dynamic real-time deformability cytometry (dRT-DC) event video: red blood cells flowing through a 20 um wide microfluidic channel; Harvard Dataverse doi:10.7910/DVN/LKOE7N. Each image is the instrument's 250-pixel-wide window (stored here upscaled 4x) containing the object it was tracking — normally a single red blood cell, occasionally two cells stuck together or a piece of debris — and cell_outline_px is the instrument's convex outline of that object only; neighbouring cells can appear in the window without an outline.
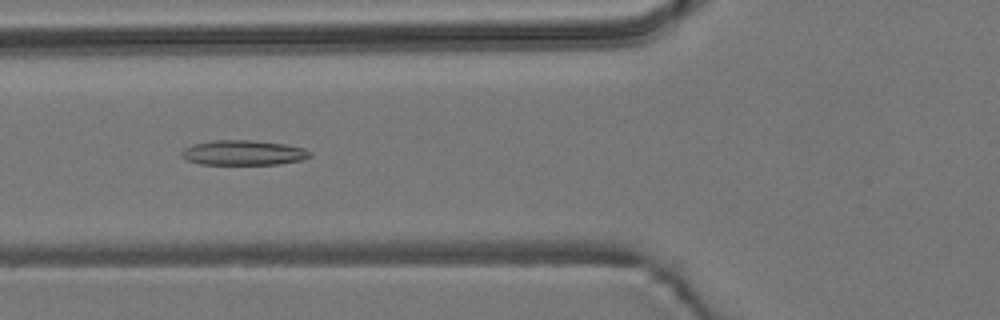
{"species": "common noctule bat (a hibernating species)", "species_latin": "Nyctalus noctula", "temperature_condition": "room temperature", "stored_images_in_passage": 55, "camera_frame_rate_fps": 3000, "um_per_image_px": 0.085, "animal": {"sex": "male", "body_mass_g": 19.2, "forearm_length_mm": 51.8}, "frame": {"image": 1, "passage_image": 21, "time_ms": 6.667, "image_size_px": [1000, 320], "cell_outline_px": [[312, 156], [300, 160], [280, 164], [200, 164], [188, 160], [180, 156], [180, 152], [184, 148], [192, 144], [212, 140], [252, 140], [284, 144], [304, 148], [312, 152]], "centroid_in_image_um": [20.67, 12.98], "position_along_channel_um": 105.1, "area_um2": 18.73}}
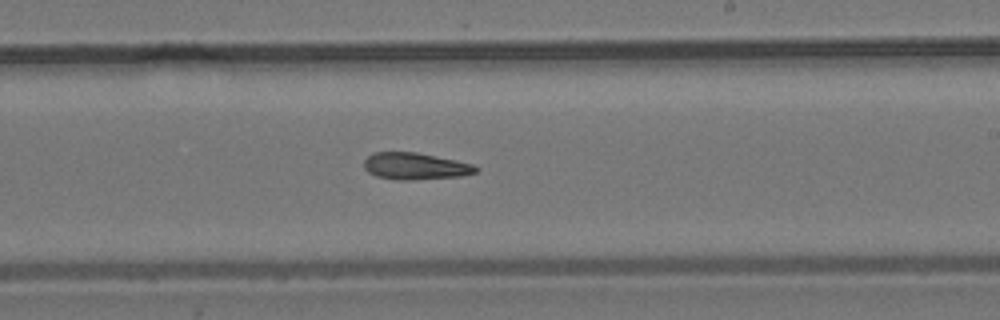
{"frame": {"image": 2, "passage_image": 33, "time_ms": 10.667, "image_size_px": [1000, 320], "cell_outline_px": [[480, 168], [476, 172], [464, 176], [416, 180], [396, 180], [376, 176], [368, 172], [364, 168], [364, 160], [372, 152], [416, 152], [456, 160], [472, 164]], "centroid_in_image_um": [35.3, 14.13], "position_along_channel_um": 253.7, "area_um2": 17.69}}
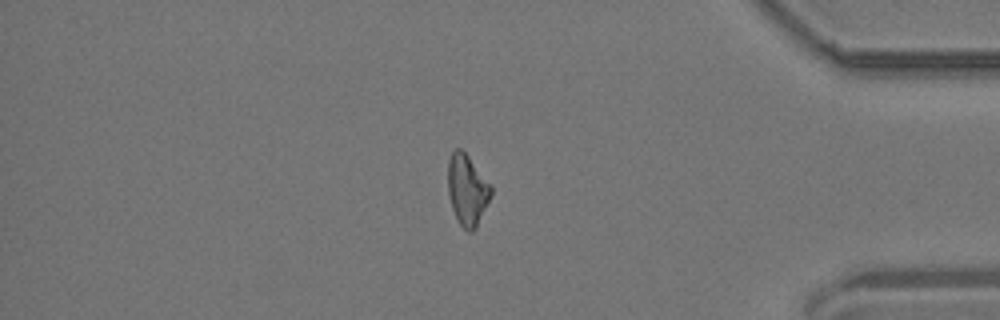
{"frame": {"image": 3, "passage_image": 47, "time_ms": 15.333, "image_size_px": [1000, 320], "cell_outline_px": [[492, 196], [476, 228], [472, 232], [468, 232], [456, 220], [452, 208], [448, 192], [448, 160], [452, 152], [456, 148], [460, 148], [468, 156], [492, 184]], "centroid_in_image_um": [39.73, 16.15], "position_along_channel_um": 395.5, "area_um2": 18.03}}